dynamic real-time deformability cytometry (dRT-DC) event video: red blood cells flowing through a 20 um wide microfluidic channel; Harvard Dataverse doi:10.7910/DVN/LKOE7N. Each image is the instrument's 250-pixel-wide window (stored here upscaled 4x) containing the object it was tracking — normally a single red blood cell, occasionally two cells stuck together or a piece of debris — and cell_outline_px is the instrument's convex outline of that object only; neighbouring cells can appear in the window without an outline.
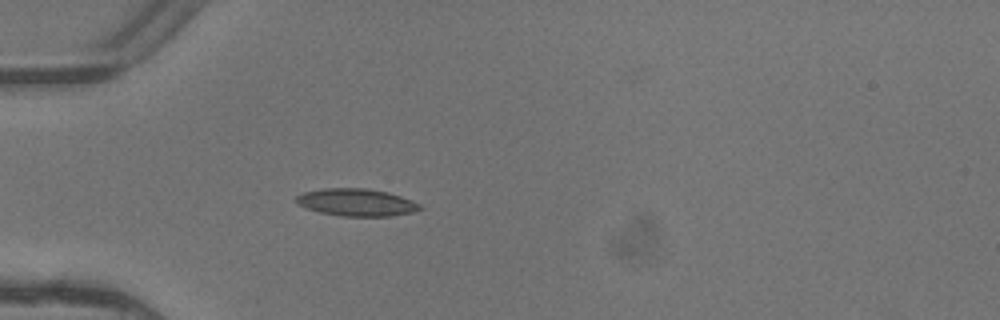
{"species": "common noctule bat (a hibernating species)", "species_latin": "Nyctalus noctula", "temperature_condition": "warm", "stored_images_in_passage": 3, "camera_frame_rate_fps": 3000, "um_per_image_px": 0.085, "animal": {"sex": "female"}, "frame": {"image": 1, "passage_image": 3, "time_ms": 0.667, "image_size_px": [1000, 320], "cell_outline_px": [[424, 208], [412, 212], [388, 216], [344, 216], [320, 212], [308, 208], [300, 204], [296, 200], [296, 196], [304, 192], [324, 188], [364, 188], [388, 192], [412, 200], [420, 204]], "centroid_in_image_um": [30.34, 17.19], "position_along_channel_um": 54.7, "area_um2": 19.48}}